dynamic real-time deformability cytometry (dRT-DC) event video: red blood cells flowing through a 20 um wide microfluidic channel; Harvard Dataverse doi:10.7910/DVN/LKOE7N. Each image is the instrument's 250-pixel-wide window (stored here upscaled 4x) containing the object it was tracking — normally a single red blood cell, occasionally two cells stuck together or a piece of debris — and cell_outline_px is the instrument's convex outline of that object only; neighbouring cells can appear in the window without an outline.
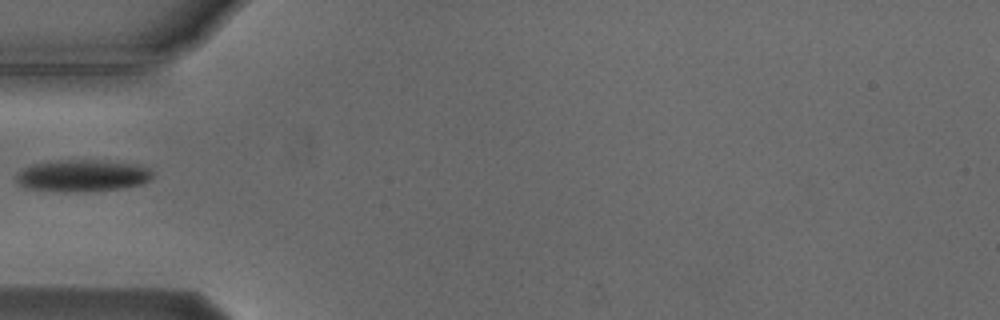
{"species": "Egyptian fruit bat (a non-hibernating species)", "species_latin": "Rousettus aegyptiacus", "temperature_condition": "cold", "stored_images_in_passage": 32, "camera_frame_rate_fps": 3000, "um_per_image_px": 0.085, "animal": {"sex": "male"}, "frame": {"image": 1, "passage_image": 1, "time_ms": 0.0, "image_size_px": [1000, 320], "cell_outline_px": [[152, 176], [144, 184], [120, 188], [76, 192], [60, 192], [24, 188], [16, 180], [16, 172], [32, 164], [56, 160], [104, 160], [136, 164], [148, 168], [152, 172]], "centroid_in_image_um": [6.97, 14.93], "position_along_channel_um": 78.0, "area_um2": 25.55}}
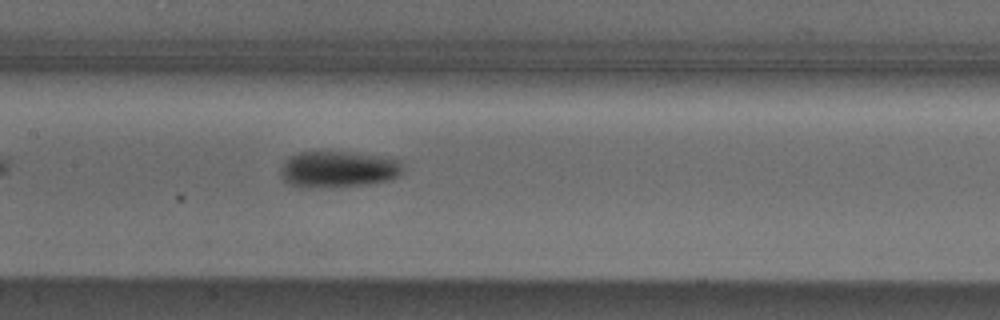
{"frame": {"image": 2, "passage_image": 9, "time_ms": 2.667, "image_size_px": [1000, 320], "cell_outline_px": [[404, 172], [392, 180], [368, 184], [324, 188], [300, 188], [288, 184], [280, 176], [280, 168], [284, 160], [288, 156], [300, 152], [352, 152], [380, 156], [400, 160], [404, 168]], "centroid_in_image_um": [28.73, 14.4], "position_along_channel_um": 178.7, "area_um2": 26.59}}
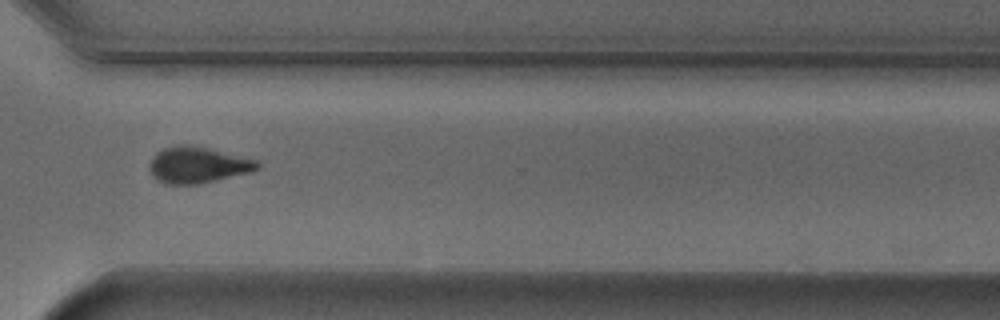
{"frame": {"image": 3, "passage_image": 23, "time_ms": 7.333, "image_size_px": [1000, 320], "cell_outline_px": [[260, 168], [252, 172], [216, 180], [196, 184], [164, 184], [152, 176], [148, 164], [152, 156], [156, 152], [164, 148], [176, 144], [192, 144], [256, 160], [260, 164]], "centroid_in_image_um": [16.77, 14.01], "position_along_channel_um": 353.8, "area_um2": 22.95}}